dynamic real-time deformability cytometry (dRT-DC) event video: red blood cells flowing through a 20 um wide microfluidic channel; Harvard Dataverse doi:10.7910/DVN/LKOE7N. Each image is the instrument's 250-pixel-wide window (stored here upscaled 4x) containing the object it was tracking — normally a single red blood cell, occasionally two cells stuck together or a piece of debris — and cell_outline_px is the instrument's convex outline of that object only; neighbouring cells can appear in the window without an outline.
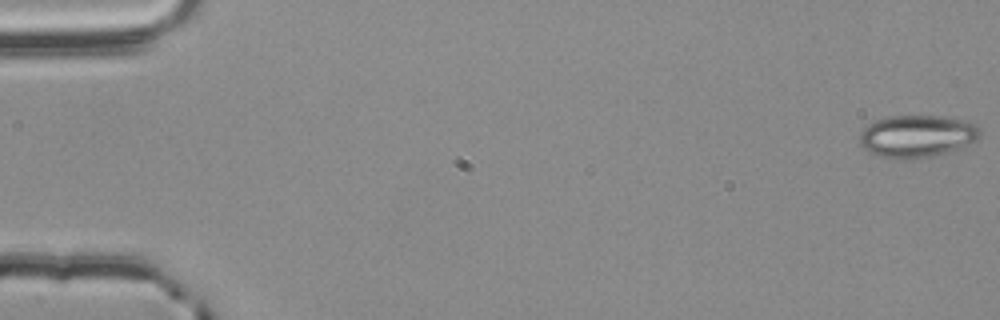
{"species": "common noctule bat (a hibernating species)", "species_latin": "Nyctalus noctula", "temperature_condition": "room temperature", "stored_images_in_passage": 56, "camera_frame_rate_fps": 3000, "um_per_image_px": 0.085, "animal": {"sex": "male", "body_mass_g": 20.4}, "frame": {"image": 1, "passage_image": 1, "time_ms": 0.0, "image_size_px": [1000, 320], "cell_outline_px": [[980, 136], [976, 140], [956, 148], [944, 152], [912, 160], [884, 156], [868, 152], [860, 144], [860, 128], [876, 120], [888, 116], [940, 116], [960, 120], [976, 124], [980, 128]], "centroid_in_image_um": [77.89, 11.56], "position_along_channel_um": 7.1, "area_um2": 29.25}}
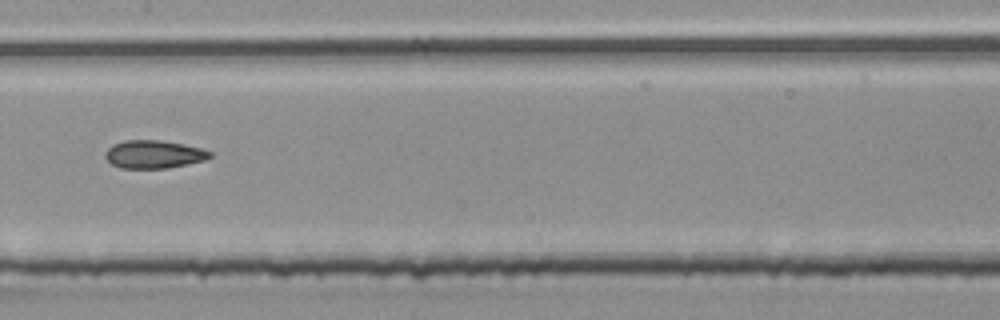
{"frame": {"image": 2, "passage_image": 29, "time_ms": 9.333, "image_size_px": [1000, 320], "cell_outline_px": [[212, 156], [204, 160], [188, 164], [168, 168], [120, 168], [112, 164], [104, 156], [104, 152], [112, 144], [124, 140], [160, 140], [200, 148], [212, 152]], "centroid_in_image_um": [13.04, 13.12], "position_along_channel_um": 194.4, "area_um2": 17.05}}
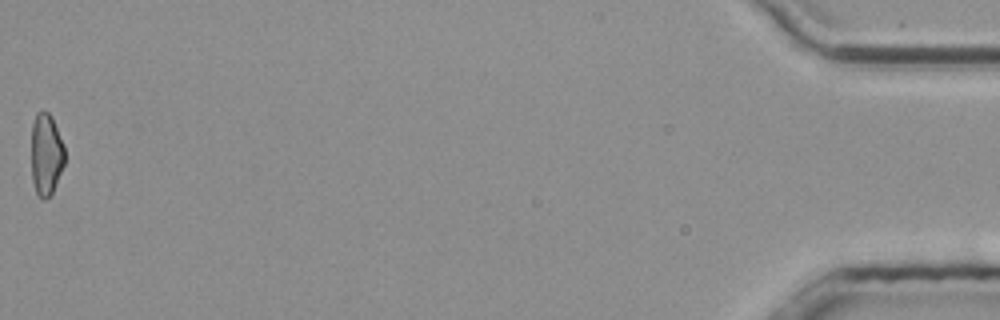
{"frame": {"image": 3, "passage_image": 56, "time_ms": 18.333, "image_size_px": [1000, 320], "cell_outline_px": [[64, 164], [52, 192], [44, 200], [40, 200], [36, 192], [32, 180], [32, 124], [36, 112], [44, 108], [52, 116], [64, 144]], "centroid_in_image_um": [3.91, 13.07], "position_along_channel_um": 431.3, "area_um2": 16.07}, "authors_computed_cell_mechanics": {"area_um2": 17.2822, "velocity_mm_per_s": 3.7969, "shape_relaxation_time_tau1_ms": 5.1322, "shape_relaxation_time_tau2_ms": 2.6318, "deformation_change_tau1": 0.1294, "deformation_change_tau2": 0.111}}